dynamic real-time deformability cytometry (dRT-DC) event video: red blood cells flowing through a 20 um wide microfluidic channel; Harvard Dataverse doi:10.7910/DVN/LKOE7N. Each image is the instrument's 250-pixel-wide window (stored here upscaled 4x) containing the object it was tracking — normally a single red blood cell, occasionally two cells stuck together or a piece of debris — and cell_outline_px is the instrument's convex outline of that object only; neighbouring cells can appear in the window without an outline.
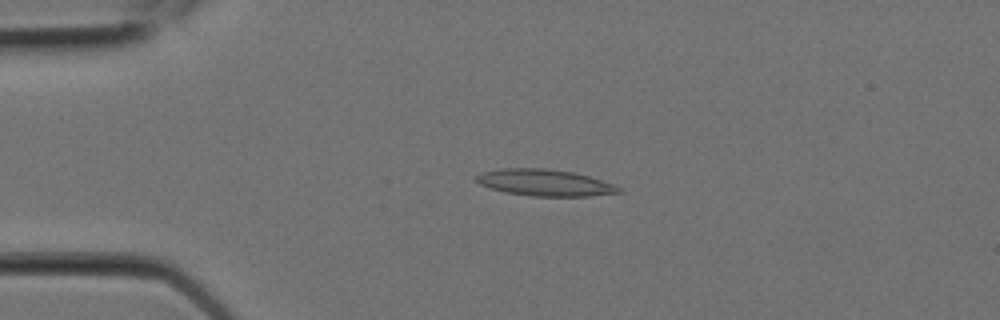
{"species": "Egyptian fruit bat (a non-hibernating species)", "species_latin": "Rousettus aegyptiacus", "temperature_condition": "room temperature", "stored_images_in_passage": 3, "camera_frame_rate_fps": 3000, "um_per_image_px": 0.085, "animal": {"sex": "female"}, "frame": {"image": 1, "passage_image": 2, "time_ms": 0.333, "image_size_px": [1000, 320], "cell_outline_px": [[624, 192], [588, 196], [532, 196], [504, 192], [480, 184], [476, 180], [476, 176], [480, 172], [500, 168], [544, 168], [572, 172], [588, 176], [612, 184], [620, 188]], "centroid_in_image_um": [46.28, 15.52], "position_along_channel_um": 38.7, "area_um2": 21.91}}